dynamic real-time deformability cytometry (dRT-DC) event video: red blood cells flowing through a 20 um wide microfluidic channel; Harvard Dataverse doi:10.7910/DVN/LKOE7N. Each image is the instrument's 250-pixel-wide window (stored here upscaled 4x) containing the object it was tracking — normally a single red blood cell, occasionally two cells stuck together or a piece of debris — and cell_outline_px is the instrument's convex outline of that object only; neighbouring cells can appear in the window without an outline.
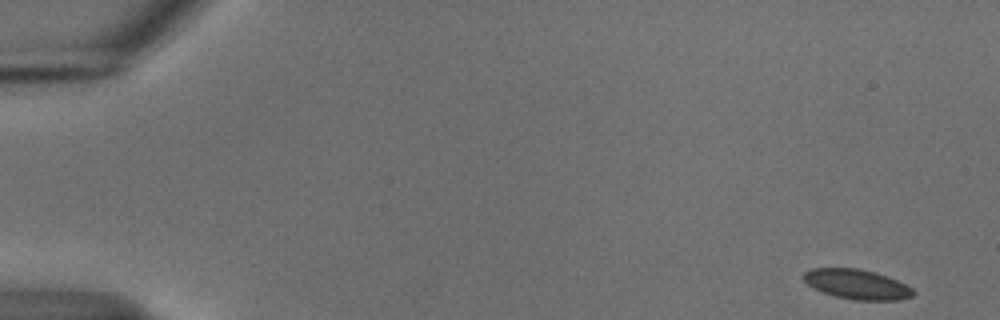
{"species": "common noctule bat (a hibernating species)", "species_latin": "Nyctalus noctula", "temperature_condition": "cold", "stored_images_in_passage": 53, "camera_frame_rate_fps": 3000, "um_per_image_px": 0.085, "animal": {"sex": "male", "body_mass_g": 18.8}, "frame": {"image": 1, "passage_image": 1, "time_ms": 0.0, "image_size_px": [1000, 320], "cell_outline_px": [[916, 292], [912, 296], [896, 300], [856, 300], [836, 296], [812, 288], [804, 280], [804, 272], [812, 268], [856, 268], [872, 272], [896, 280], [912, 288]], "centroid_in_image_um": [72.82, 24.17], "position_along_channel_um": 12.2, "area_um2": 18.67}}
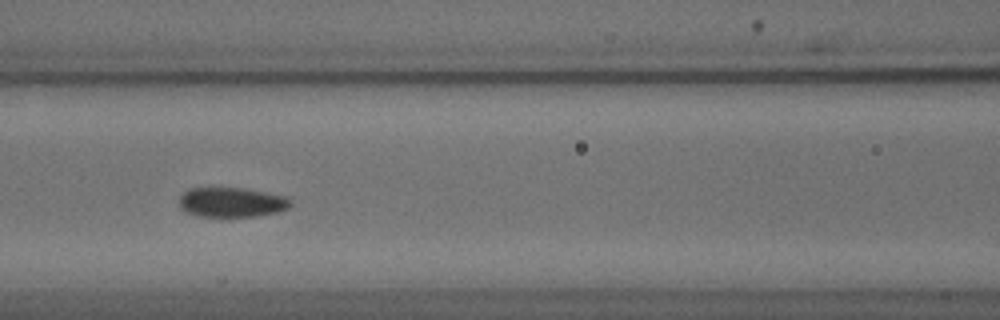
{"frame": {"image": 2, "passage_image": 23, "time_ms": 7.333, "image_size_px": [1000, 320], "cell_outline_px": [[292, 204], [288, 208], [276, 212], [256, 216], [200, 216], [188, 212], [180, 208], [180, 196], [188, 188], [212, 184], [244, 188], [284, 196], [292, 200]], "centroid_in_image_um": [19.64, 17.13], "position_along_channel_um": 147.0, "area_um2": 19.88}}
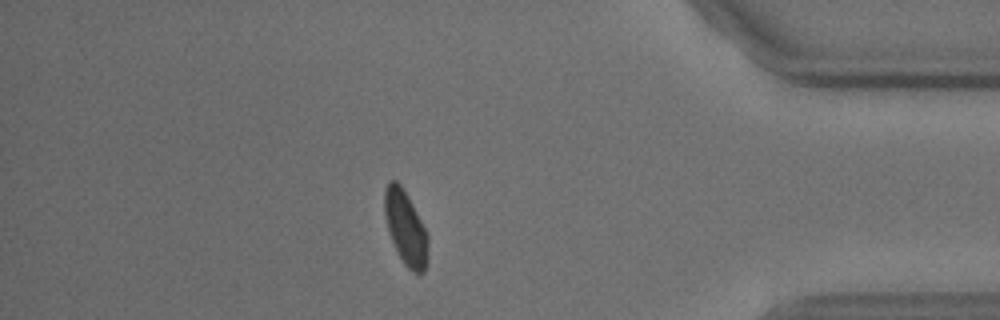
{"frame": {"image": 3, "passage_image": 46, "time_ms": 15.0, "image_size_px": [1000, 320], "cell_outline_px": [[428, 260], [424, 272], [412, 272], [404, 264], [392, 240], [388, 228], [384, 212], [384, 192], [388, 184], [392, 180], [396, 180], [400, 184], [408, 196], [428, 236]], "centroid_in_image_um": [34.49, 19.38], "position_along_channel_um": 400.7, "area_um2": 18.38}, "authors_computed_cell_mechanics": {"area_um2": 19.4208, "velocity_mm_per_s": 3.7197, "shape_relaxation_time_tau1_ms": 3.9075, "shape_relaxation_time_tau2_ms": null, "deformation_change_tau1": 0.0842, "deformation_change_tau2": null}}